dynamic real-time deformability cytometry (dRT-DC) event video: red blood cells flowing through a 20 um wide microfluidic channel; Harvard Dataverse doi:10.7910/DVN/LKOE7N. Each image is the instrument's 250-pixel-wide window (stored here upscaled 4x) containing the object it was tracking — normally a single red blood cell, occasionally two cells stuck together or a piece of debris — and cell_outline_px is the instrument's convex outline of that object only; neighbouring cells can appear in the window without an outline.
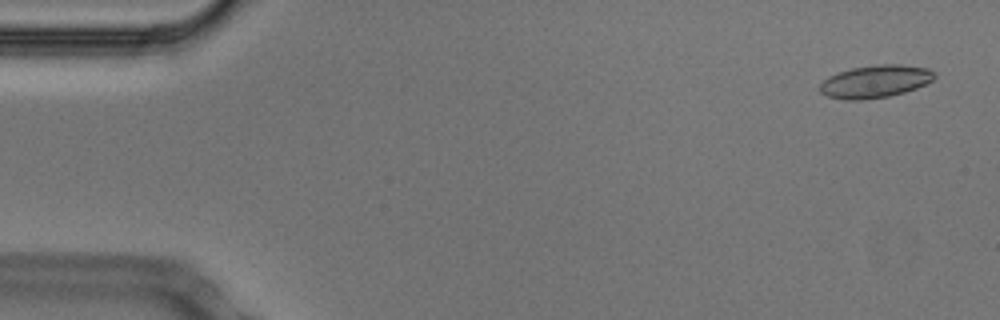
{"species": "Egyptian fruit bat (a non-hibernating species)", "species_latin": "Rousettus aegyptiacus", "temperature_condition": "cold", "stored_images_in_passage": 54, "camera_frame_rate_fps": 3000, "um_per_image_px": 0.085, "animal": {"sex": "male"}, "frame": {"image": 1, "passage_image": 3, "time_ms": 0.667, "image_size_px": [1000, 320], "cell_outline_px": [[936, 76], [932, 80], [916, 88], [904, 92], [888, 96], [864, 100], [848, 100], [828, 96], [820, 92], [820, 84], [828, 76], [852, 68], [876, 64], [900, 64], [928, 68]], "centroid_in_image_um": [74.39, 6.92], "position_along_channel_um": 10.6, "area_um2": 21.62}}
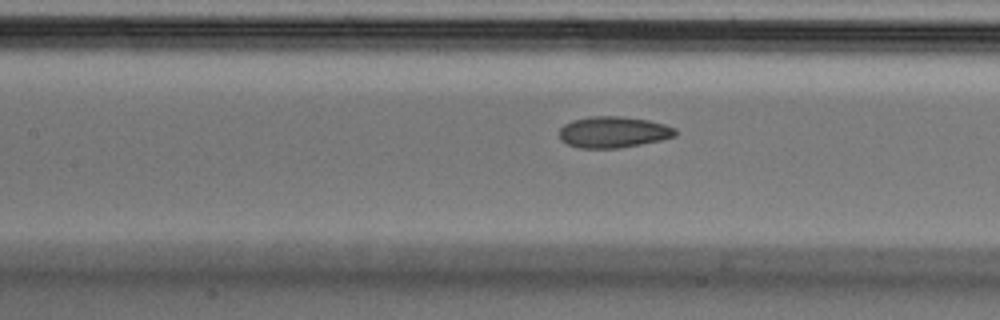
{"frame": {"image": 2, "passage_image": 24, "time_ms": 7.667, "image_size_px": [1000, 320], "cell_outline_px": [[676, 136], [660, 140], [620, 148], [580, 148], [568, 144], [560, 140], [560, 128], [564, 124], [572, 120], [592, 116], [620, 116], [648, 120], [664, 124], [676, 128]], "centroid_in_image_um": [52.13, 11.22], "position_along_channel_um": 155.3, "area_um2": 21.1}}
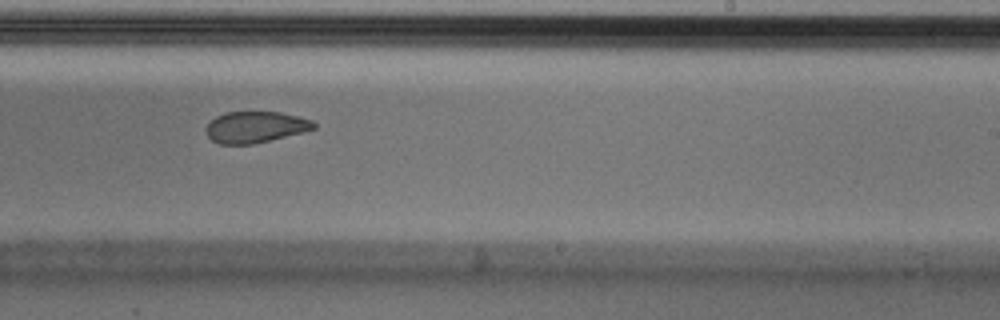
{"frame": {"image": 3, "passage_image": 33, "time_ms": 10.667, "image_size_px": [1000, 320], "cell_outline_px": [[316, 128], [252, 144], [220, 144], [212, 140], [208, 136], [204, 128], [216, 116], [224, 112], [280, 112], [312, 120], [316, 124]], "centroid_in_image_um": [21.66, 10.79], "position_along_channel_um": 267.3, "area_um2": 19.36}, "authors_computed_cell_mechanics": {"area_um2": 21.6172, "velocity_mm_per_s": 3.7403, "shape_relaxation_time_tau1_ms": 7.0079, "shape_relaxation_time_tau2_ms": 2.2241, "deformation_change_tau1": 0.1454, "deformation_change_tau2": 0.0602}}